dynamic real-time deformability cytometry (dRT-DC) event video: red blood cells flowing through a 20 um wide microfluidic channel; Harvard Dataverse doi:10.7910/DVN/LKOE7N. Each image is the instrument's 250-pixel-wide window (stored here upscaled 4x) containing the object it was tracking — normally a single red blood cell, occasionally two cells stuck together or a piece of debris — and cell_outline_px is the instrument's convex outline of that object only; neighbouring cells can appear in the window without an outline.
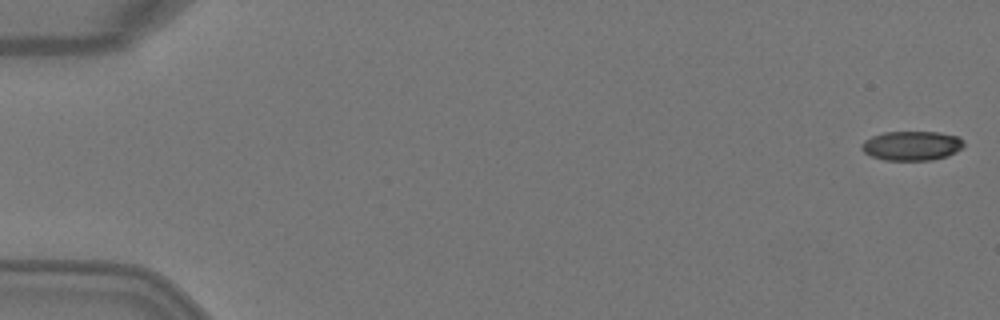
{"species": "Egyptian fruit bat (a non-hibernating species)", "species_latin": "Rousettus aegyptiacus", "temperature_condition": "warm", "stored_images_in_passage": 4, "camera_frame_rate_fps": 3000, "um_per_image_px": 0.085, "animal": {"sex": "female"}, "frame": {"image": 1, "passage_image": 1, "time_ms": 0.0, "image_size_px": [1000, 320], "cell_outline_px": [[964, 144], [956, 152], [948, 156], [932, 160], [884, 160], [872, 156], [864, 152], [860, 148], [860, 144], [864, 140], [872, 136], [884, 132], [940, 132], [960, 136], [964, 140]], "centroid_in_image_um": [77.51, 12.38], "position_along_channel_um": 7.5, "area_um2": 17.69}}
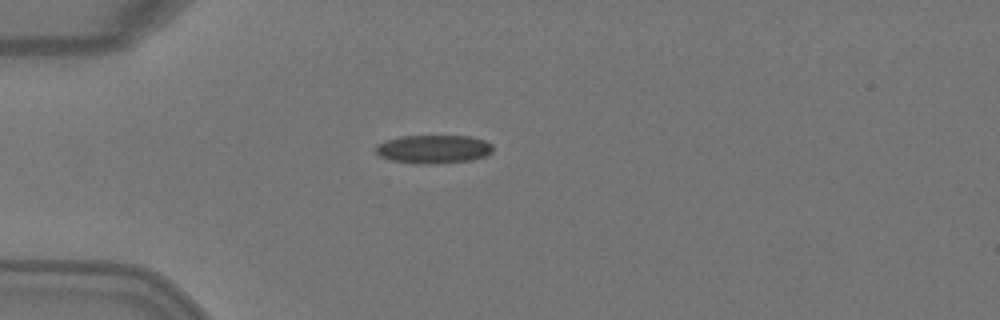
{"frame": {"image": 2, "passage_image": 4, "time_ms": 1.0, "image_size_px": [1000, 320], "cell_outline_px": [[492, 152], [484, 156], [472, 160], [432, 164], [416, 164], [392, 160], [380, 156], [376, 152], [376, 144], [384, 140], [400, 136], [468, 136], [484, 140], [492, 144]], "centroid_in_image_um": [36.82, 12.67], "position_along_channel_um": 48.2, "area_um2": 19.48}}